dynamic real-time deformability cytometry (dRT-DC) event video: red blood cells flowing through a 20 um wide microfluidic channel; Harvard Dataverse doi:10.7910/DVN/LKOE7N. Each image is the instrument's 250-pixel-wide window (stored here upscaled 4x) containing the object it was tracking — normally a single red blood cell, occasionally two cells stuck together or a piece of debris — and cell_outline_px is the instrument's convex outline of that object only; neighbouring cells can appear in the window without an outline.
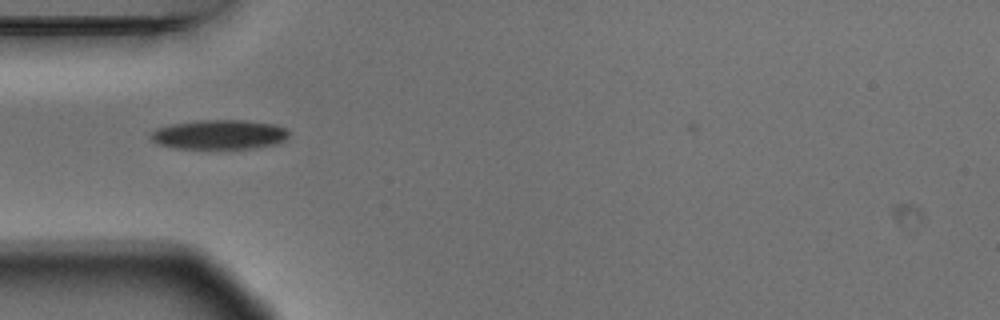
{"species": "Egyptian fruit bat (a non-hibernating species)", "species_latin": "Rousettus aegyptiacus", "temperature_condition": "warm", "stored_images_in_passage": 4, "camera_frame_rate_fps": 3000, "um_per_image_px": 0.085, "animal": {"sex": "male"}, "frame": {"image": 1, "passage_image": 1, "time_ms": 0.0, "image_size_px": [1000, 320], "cell_outline_px": [[288, 140], [276, 144], [256, 148], [176, 148], [160, 144], [152, 140], [148, 136], [156, 128], [172, 124], [196, 120], [244, 120], [272, 124], [284, 128], [288, 132]], "centroid_in_image_um": [18.65, 11.43], "position_along_channel_um": 66.4, "area_um2": 23.7}}
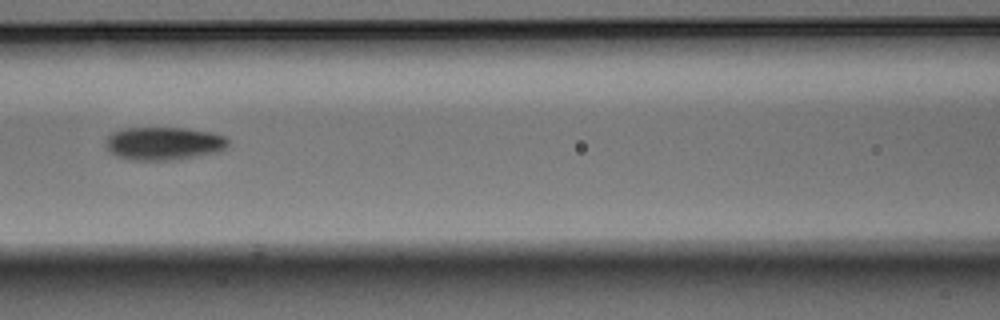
{"frame": {"image": 2, "passage_image": 3, "time_ms": 0.667, "image_size_px": [1000, 320], "cell_outline_px": [[228, 148], [220, 152], [180, 160], [132, 160], [116, 156], [108, 152], [104, 144], [108, 136], [112, 132], [124, 128], [184, 128], [212, 132], [224, 136], [228, 140]], "centroid_in_image_um": [13.93, 12.21], "position_along_channel_um": 152.7, "area_um2": 24.1}}
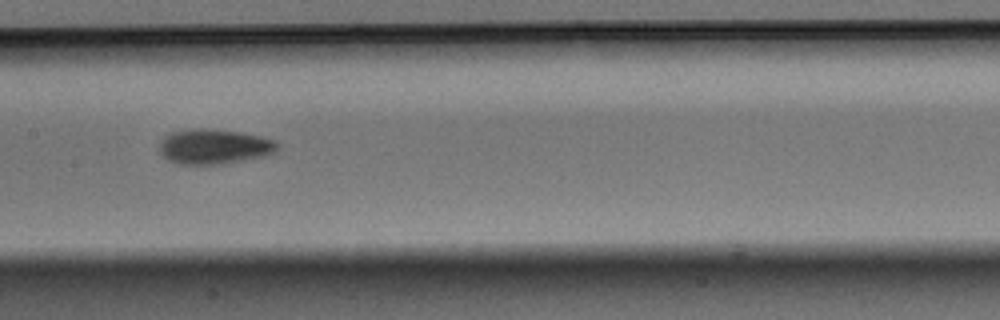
{"frame": {"image": 3, "passage_image": 4, "time_ms": 1.0, "image_size_px": [1000, 320], "cell_outline_px": [[276, 152], [268, 156], [224, 164], [180, 164], [168, 160], [160, 152], [160, 140], [164, 136], [172, 132], [188, 128], [204, 128], [236, 132], [260, 136], [276, 140]], "centroid_in_image_um": [18.2, 12.46], "position_along_channel_um": 189.2, "area_um2": 24.16}}